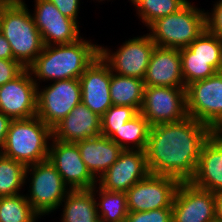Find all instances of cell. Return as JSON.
Here are the masks:
<instances>
[{
    "label": "cell",
    "mask_w": 222,
    "mask_h": 222,
    "mask_svg": "<svg viewBox=\"0 0 222 222\" xmlns=\"http://www.w3.org/2000/svg\"><path fill=\"white\" fill-rule=\"evenodd\" d=\"M213 133L208 125L190 116L177 122L151 126L145 150L150 174L190 182L202 146Z\"/></svg>",
    "instance_id": "obj_1"
},
{
    "label": "cell",
    "mask_w": 222,
    "mask_h": 222,
    "mask_svg": "<svg viewBox=\"0 0 222 222\" xmlns=\"http://www.w3.org/2000/svg\"><path fill=\"white\" fill-rule=\"evenodd\" d=\"M99 52V44L83 37L71 44L45 45L27 69L37 86L42 81L79 79Z\"/></svg>",
    "instance_id": "obj_2"
},
{
    "label": "cell",
    "mask_w": 222,
    "mask_h": 222,
    "mask_svg": "<svg viewBox=\"0 0 222 222\" xmlns=\"http://www.w3.org/2000/svg\"><path fill=\"white\" fill-rule=\"evenodd\" d=\"M25 0H13L3 11L0 32L11 46L13 60L27 69L43 51L44 42Z\"/></svg>",
    "instance_id": "obj_3"
},
{
    "label": "cell",
    "mask_w": 222,
    "mask_h": 222,
    "mask_svg": "<svg viewBox=\"0 0 222 222\" xmlns=\"http://www.w3.org/2000/svg\"><path fill=\"white\" fill-rule=\"evenodd\" d=\"M52 138V128L37 116L12 119L1 154L27 167L48 159Z\"/></svg>",
    "instance_id": "obj_4"
},
{
    "label": "cell",
    "mask_w": 222,
    "mask_h": 222,
    "mask_svg": "<svg viewBox=\"0 0 222 222\" xmlns=\"http://www.w3.org/2000/svg\"><path fill=\"white\" fill-rule=\"evenodd\" d=\"M147 29L156 46L187 48L206 29L205 10L188 1L177 12L152 22Z\"/></svg>",
    "instance_id": "obj_5"
},
{
    "label": "cell",
    "mask_w": 222,
    "mask_h": 222,
    "mask_svg": "<svg viewBox=\"0 0 222 222\" xmlns=\"http://www.w3.org/2000/svg\"><path fill=\"white\" fill-rule=\"evenodd\" d=\"M27 180L30 183L28 185L30 189L25 196L41 217L58 209L70 191L63 182L62 176L48 159L27 166L25 181Z\"/></svg>",
    "instance_id": "obj_6"
},
{
    "label": "cell",
    "mask_w": 222,
    "mask_h": 222,
    "mask_svg": "<svg viewBox=\"0 0 222 222\" xmlns=\"http://www.w3.org/2000/svg\"><path fill=\"white\" fill-rule=\"evenodd\" d=\"M186 110L188 116L214 132L222 125V73L186 87Z\"/></svg>",
    "instance_id": "obj_7"
},
{
    "label": "cell",
    "mask_w": 222,
    "mask_h": 222,
    "mask_svg": "<svg viewBox=\"0 0 222 222\" xmlns=\"http://www.w3.org/2000/svg\"><path fill=\"white\" fill-rule=\"evenodd\" d=\"M42 87V88H41ZM37 88V114L47 126L53 128L69 112L81 103L79 79H66L50 82Z\"/></svg>",
    "instance_id": "obj_8"
},
{
    "label": "cell",
    "mask_w": 222,
    "mask_h": 222,
    "mask_svg": "<svg viewBox=\"0 0 222 222\" xmlns=\"http://www.w3.org/2000/svg\"><path fill=\"white\" fill-rule=\"evenodd\" d=\"M155 46L146 33L129 38L114 52L100 45L99 55L109 65L111 72L143 80Z\"/></svg>",
    "instance_id": "obj_9"
},
{
    "label": "cell",
    "mask_w": 222,
    "mask_h": 222,
    "mask_svg": "<svg viewBox=\"0 0 222 222\" xmlns=\"http://www.w3.org/2000/svg\"><path fill=\"white\" fill-rule=\"evenodd\" d=\"M150 126L186 118V87L145 86L139 111Z\"/></svg>",
    "instance_id": "obj_10"
},
{
    "label": "cell",
    "mask_w": 222,
    "mask_h": 222,
    "mask_svg": "<svg viewBox=\"0 0 222 222\" xmlns=\"http://www.w3.org/2000/svg\"><path fill=\"white\" fill-rule=\"evenodd\" d=\"M180 183L171 176L149 174L126 192L128 211L144 212L172 208Z\"/></svg>",
    "instance_id": "obj_11"
},
{
    "label": "cell",
    "mask_w": 222,
    "mask_h": 222,
    "mask_svg": "<svg viewBox=\"0 0 222 222\" xmlns=\"http://www.w3.org/2000/svg\"><path fill=\"white\" fill-rule=\"evenodd\" d=\"M48 160L70 190L92 189L97 184V179L83 162L76 143L52 138Z\"/></svg>",
    "instance_id": "obj_12"
},
{
    "label": "cell",
    "mask_w": 222,
    "mask_h": 222,
    "mask_svg": "<svg viewBox=\"0 0 222 222\" xmlns=\"http://www.w3.org/2000/svg\"><path fill=\"white\" fill-rule=\"evenodd\" d=\"M32 16L44 45L71 44L82 38L80 25L64 16L49 0H35Z\"/></svg>",
    "instance_id": "obj_13"
},
{
    "label": "cell",
    "mask_w": 222,
    "mask_h": 222,
    "mask_svg": "<svg viewBox=\"0 0 222 222\" xmlns=\"http://www.w3.org/2000/svg\"><path fill=\"white\" fill-rule=\"evenodd\" d=\"M215 193L181 182L172 205V222H215Z\"/></svg>",
    "instance_id": "obj_14"
},
{
    "label": "cell",
    "mask_w": 222,
    "mask_h": 222,
    "mask_svg": "<svg viewBox=\"0 0 222 222\" xmlns=\"http://www.w3.org/2000/svg\"><path fill=\"white\" fill-rule=\"evenodd\" d=\"M37 88L25 69L12 81L0 86V112L11 119H26L37 114Z\"/></svg>",
    "instance_id": "obj_15"
},
{
    "label": "cell",
    "mask_w": 222,
    "mask_h": 222,
    "mask_svg": "<svg viewBox=\"0 0 222 222\" xmlns=\"http://www.w3.org/2000/svg\"><path fill=\"white\" fill-rule=\"evenodd\" d=\"M149 174L145 151L122 150L117 161L97 180V183L108 191L127 192Z\"/></svg>",
    "instance_id": "obj_16"
},
{
    "label": "cell",
    "mask_w": 222,
    "mask_h": 222,
    "mask_svg": "<svg viewBox=\"0 0 222 222\" xmlns=\"http://www.w3.org/2000/svg\"><path fill=\"white\" fill-rule=\"evenodd\" d=\"M81 102L100 117L112 106L110 67L100 55L79 78Z\"/></svg>",
    "instance_id": "obj_17"
},
{
    "label": "cell",
    "mask_w": 222,
    "mask_h": 222,
    "mask_svg": "<svg viewBox=\"0 0 222 222\" xmlns=\"http://www.w3.org/2000/svg\"><path fill=\"white\" fill-rule=\"evenodd\" d=\"M143 81L145 86L186 87L180 50L155 46Z\"/></svg>",
    "instance_id": "obj_18"
},
{
    "label": "cell",
    "mask_w": 222,
    "mask_h": 222,
    "mask_svg": "<svg viewBox=\"0 0 222 222\" xmlns=\"http://www.w3.org/2000/svg\"><path fill=\"white\" fill-rule=\"evenodd\" d=\"M53 139L76 143L101 135V117L82 102L52 128Z\"/></svg>",
    "instance_id": "obj_19"
},
{
    "label": "cell",
    "mask_w": 222,
    "mask_h": 222,
    "mask_svg": "<svg viewBox=\"0 0 222 222\" xmlns=\"http://www.w3.org/2000/svg\"><path fill=\"white\" fill-rule=\"evenodd\" d=\"M190 183L213 193L222 192V139L215 132L202 146Z\"/></svg>",
    "instance_id": "obj_20"
},
{
    "label": "cell",
    "mask_w": 222,
    "mask_h": 222,
    "mask_svg": "<svg viewBox=\"0 0 222 222\" xmlns=\"http://www.w3.org/2000/svg\"><path fill=\"white\" fill-rule=\"evenodd\" d=\"M81 158L90 173L98 180L118 159L123 150L102 134L76 142Z\"/></svg>",
    "instance_id": "obj_21"
},
{
    "label": "cell",
    "mask_w": 222,
    "mask_h": 222,
    "mask_svg": "<svg viewBox=\"0 0 222 222\" xmlns=\"http://www.w3.org/2000/svg\"><path fill=\"white\" fill-rule=\"evenodd\" d=\"M60 206L61 222H100L92 189L70 190Z\"/></svg>",
    "instance_id": "obj_22"
},
{
    "label": "cell",
    "mask_w": 222,
    "mask_h": 222,
    "mask_svg": "<svg viewBox=\"0 0 222 222\" xmlns=\"http://www.w3.org/2000/svg\"><path fill=\"white\" fill-rule=\"evenodd\" d=\"M145 84L142 79L121 76L110 69V96L112 105L131 106L140 111Z\"/></svg>",
    "instance_id": "obj_23"
},
{
    "label": "cell",
    "mask_w": 222,
    "mask_h": 222,
    "mask_svg": "<svg viewBox=\"0 0 222 222\" xmlns=\"http://www.w3.org/2000/svg\"><path fill=\"white\" fill-rule=\"evenodd\" d=\"M92 190L100 222H121L126 220L129 213L126 192L108 191L98 184Z\"/></svg>",
    "instance_id": "obj_24"
},
{
    "label": "cell",
    "mask_w": 222,
    "mask_h": 222,
    "mask_svg": "<svg viewBox=\"0 0 222 222\" xmlns=\"http://www.w3.org/2000/svg\"><path fill=\"white\" fill-rule=\"evenodd\" d=\"M150 127L149 122L139 112L109 138L118 144L123 150L145 151Z\"/></svg>",
    "instance_id": "obj_25"
},
{
    "label": "cell",
    "mask_w": 222,
    "mask_h": 222,
    "mask_svg": "<svg viewBox=\"0 0 222 222\" xmlns=\"http://www.w3.org/2000/svg\"><path fill=\"white\" fill-rule=\"evenodd\" d=\"M182 76L185 86L206 79L219 72L220 59L191 58L188 48L180 49Z\"/></svg>",
    "instance_id": "obj_26"
},
{
    "label": "cell",
    "mask_w": 222,
    "mask_h": 222,
    "mask_svg": "<svg viewBox=\"0 0 222 222\" xmlns=\"http://www.w3.org/2000/svg\"><path fill=\"white\" fill-rule=\"evenodd\" d=\"M26 166L0 154V197L22 194L25 181Z\"/></svg>",
    "instance_id": "obj_27"
},
{
    "label": "cell",
    "mask_w": 222,
    "mask_h": 222,
    "mask_svg": "<svg viewBox=\"0 0 222 222\" xmlns=\"http://www.w3.org/2000/svg\"><path fill=\"white\" fill-rule=\"evenodd\" d=\"M39 218L23 192L0 197V222H37Z\"/></svg>",
    "instance_id": "obj_28"
},
{
    "label": "cell",
    "mask_w": 222,
    "mask_h": 222,
    "mask_svg": "<svg viewBox=\"0 0 222 222\" xmlns=\"http://www.w3.org/2000/svg\"><path fill=\"white\" fill-rule=\"evenodd\" d=\"M189 0H130L144 26L155 20L177 12Z\"/></svg>",
    "instance_id": "obj_29"
},
{
    "label": "cell",
    "mask_w": 222,
    "mask_h": 222,
    "mask_svg": "<svg viewBox=\"0 0 222 222\" xmlns=\"http://www.w3.org/2000/svg\"><path fill=\"white\" fill-rule=\"evenodd\" d=\"M138 113L139 111L135 107L112 105L101 116V134L109 138Z\"/></svg>",
    "instance_id": "obj_30"
},
{
    "label": "cell",
    "mask_w": 222,
    "mask_h": 222,
    "mask_svg": "<svg viewBox=\"0 0 222 222\" xmlns=\"http://www.w3.org/2000/svg\"><path fill=\"white\" fill-rule=\"evenodd\" d=\"M221 41L205 29L187 48L191 51V58L220 59Z\"/></svg>",
    "instance_id": "obj_31"
},
{
    "label": "cell",
    "mask_w": 222,
    "mask_h": 222,
    "mask_svg": "<svg viewBox=\"0 0 222 222\" xmlns=\"http://www.w3.org/2000/svg\"><path fill=\"white\" fill-rule=\"evenodd\" d=\"M126 222H172V208L154 209L144 212H129Z\"/></svg>",
    "instance_id": "obj_32"
},
{
    "label": "cell",
    "mask_w": 222,
    "mask_h": 222,
    "mask_svg": "<svg viewBox=\"0 0 222 222\" xmlns=\"http://www.w3.org/2000/svg\"><path fill=\"white\" fill-rule=\"evenodd\" d=\"M205 10L206 30L222 39V0H217L213 8Z\"/></svg>",
    "instance_id": "obj_33"
},
{
    "label": "cell",
    "mask_w": 222,
    "mask_h": 222,
    "mask_svg": "<svg viewBox=\"0 0 222 222\" xmlns=\"http://www.w3.org/2000/svg\"><path fill=\"white\" fill-rule=\"evenodd\" d=\"M25 68L16 60L0 59V86L19 76Z\"/></svg>",
    "instance_id": "obj_34"
},
{
    "label": "cell",
    "mask_w": 222,
    "mask_h": 222,
    "mask_svg": "<svg viewBox=\"0 0 222 222\" xmlns=\"http://www.w3.org/2000/svg\"><path fill=\"white\" fill-rule=\"evenodd\" d=\"M58 10L66 17L78 23V13L80 8V0H49Z\"/></svg>",
    "instance_id": "obj_35"
},
{
    "label": "cell",
    "mask_w": 222,
    "mask_h": 222,
    "mask_svg": "<svg viewBox=\"0 0 222 222\" xmlns=\"http://www.w3.org/2000/svg\"><path fill=\"white\" fill-rule=\"evenodd\" d=\"M12 119L0 112V148L3 147Z\"/></svg>",
    "instance_id": "obj_36"
},
{
    "label": "cell",
    "mask_w": 222,
    "mask_h": 222,
    "mask_svg": "<svg viewBox=\"0 0 222 222\" xmlns=\"http://www.w3.org/2000/svg\"><path fill=\"white\" fill-rule=\"evenodd\" d=\"M0 59H13L11 46L1 32H0Z\"/></svg>",
    "instance_id": "obj_37"
},
{
    "label": "cell",
    "mask_w": 222,
    "mask_h": 222,
    "mask_svg": "<svg viewBox=\"0 0 222 222\" xmlns=\"http://www.w3.org/2000/svg\"><path fill=\"white\" fill-rule=\"evenodd\" d=\"M215 218L222 222V192L215 193Z\"/></svg>",
    "instance_id": "obj_38"
},
{
    "label": "cell",
    "mask_w": 222,
    "mask_h": 222,
    "mask_svg": "<svg viewBox=\"0 0 222 222\" xmlns=\"http://www.w3.org/2000/svg\"><path fill=\"white\" fill-rule=\"evenodd\" d=\"M13 0H0V26H1V17L4 9L12 2Z\"/></svg>",
    "instance_id": "obj_39"
},
{
    "label": "cell",
    "mask_w": 222,
    "mask_h": 222,
    "mask_svg": "<svg viewBox=\"0 0 222 222\" xmlns=\"http://www.w3.org/2000/svg\"><path fill=\"white\" fill-rule=\"evenodd\" d=\"M219 72L222 73V41H221V48H220V66Z\"/></svg>",
    "instance_id": "obj_40"
},
{
    "label": "cell",
    "mask_w": 222,
    "mask_h": 222,
    "mask_svg": "<svg viewBox=\"0 0 222 222\" xmlns=\"http://www.w3.org/2000/svg\"><path fill=\"white\" fill-rule=\"evenodd\" d=\"M215 133L222 139V125L215 131Z\"/></svg>",
    "instance_id": "obj_41"
},
{
    "label": "cell",
    "mask_w": 222,
    "mask_h": 222,
    "mask_svg": "<svg viewBox=\"0 0 222 222\" xmlns=\"http://www.w3.org/2000/svg\"><path fill=\"white\" fill-rule=\"evenodd\" d=\"M94 1V0H93ZM96 1H98V3H100V2H102V1H104V0H96ZM108 1V0H107ZM129 1V0H128Z\"/></svg>",
    "instance_id": "obj_42"
}]
</instances>
